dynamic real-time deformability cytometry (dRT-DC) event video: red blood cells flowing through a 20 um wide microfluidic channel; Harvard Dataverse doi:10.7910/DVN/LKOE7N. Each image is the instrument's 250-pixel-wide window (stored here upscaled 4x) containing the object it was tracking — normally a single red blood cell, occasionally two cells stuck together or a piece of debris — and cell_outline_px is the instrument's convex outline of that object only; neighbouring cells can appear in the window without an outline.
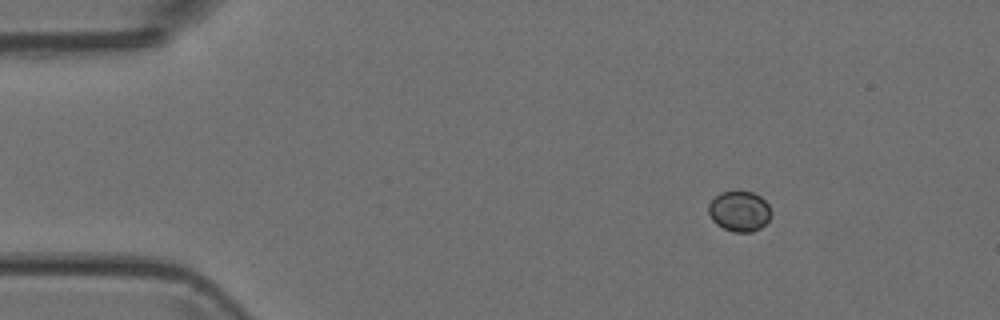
{"species": "Egyptian fruit bat (a non-hibernating species)", "species_latin": "Rousettus aegyptiacus", "temperature_condition": "room temperature", "stored_images_in_passage": 5, "camera_frame_rate_fps": 3000, "um_per_image_px": 0.085, "animal": {"sex": "female"}, "frame": {"image": 1, "passage_image": 1, "time_ms": 0.0, "image_size_px": [1000, 320], "cell_outline_px": [[772, 212], [768, 220], [760, 228], [752, 232], [732, 232], [716, 224], [712, 220], [708, 212], [708, 204], [720, 192], [752, 192], [760, 196], [768, 204]], "centroid_in_image_um": [62.84, 17.97], "position_along_channel_um": 22.2, "area_um2": 14.68}}
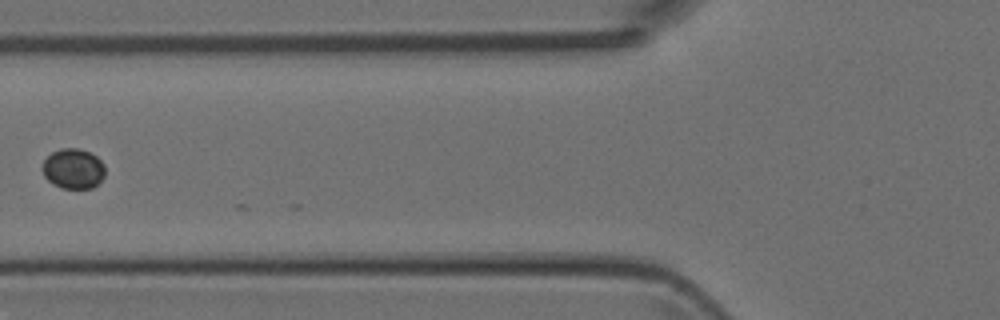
{"frame": {"image": 2, "passage_image": 5, "time_ms": 4.333, "image_size_px": [1000, 320], "cell_outline_px": [[104, 176], [92, 188], [60, 188], [52, 184], [44, 176], [40, 168], [44, 160], [52, 152], [60, 148], [76, 148], [88, 152], [96, 156], [104, 164]], "centroid_in_image_um": [6.19, 14.34], "position_along_channel_um": 119.6, "area_um2": 14.68}}